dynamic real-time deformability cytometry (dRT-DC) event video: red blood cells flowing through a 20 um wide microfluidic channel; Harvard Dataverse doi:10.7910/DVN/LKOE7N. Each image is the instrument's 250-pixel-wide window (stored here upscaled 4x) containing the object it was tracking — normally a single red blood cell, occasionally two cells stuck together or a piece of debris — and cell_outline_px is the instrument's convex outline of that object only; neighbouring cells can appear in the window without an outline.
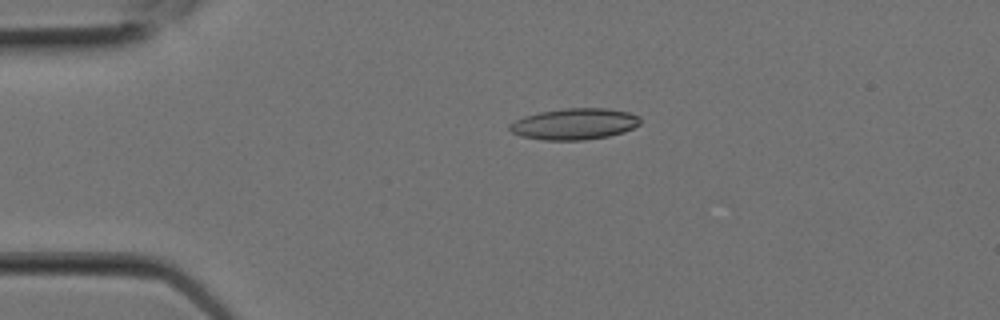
{"species": "Egyptian fruit bat (a non-hibernating species)", "species_latin": "Rousettus aegyptiacus", "temperature_condition": "room temperature", "stored_images_in_passage": 4, "camera_frame_rate_fps": 3000, "um_per_image_px": 0.085, "animal": {"sex": "female"}, "frame": {"image": 1, "passage_image": 1, "time_ms": 0.0, "image_size_px": [1000, 320], "cell_outline_px": [[640, 124], [624, 132], [608, 136], [584, 140], [544, 140], [520, 136], [512, 132], [508, 128], [508, 124], [524, 116], [540, 112], [564, 108], [604, 108], [628, 112], [640, 116]], "centroid_in_image_um": [48.82, 10.54], "position_along_channel_um": 36.2, "area_um2": 23.81}}
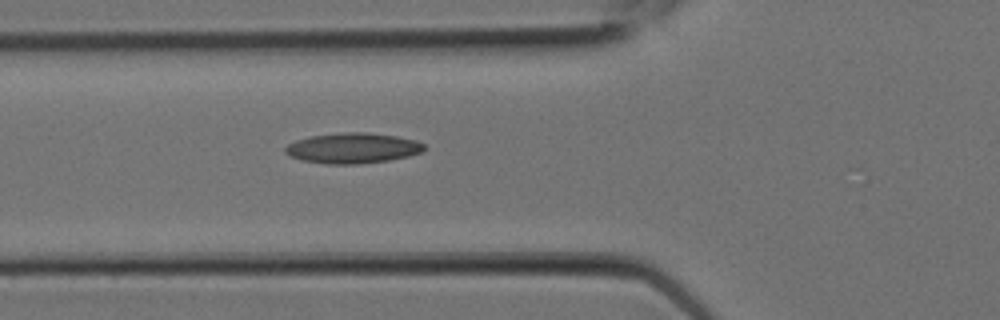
{"frame": {"image": 2, "passage_image": 4, "time_ms": 1.0, "image_size_px": [1000, 320], "cell_outline_px": [[428, 148], [424, 152], [408, 156], [388, 160], [356, 164], [328, 164], [304, 160], [288, 156], [284, 152], [284, 148], [288, 144], [296, 140], [312, 136], [344, 132], [368, 132], [396, 136], [416, 140], [424, 144]], "centroid_in_image_um": [30.01, 12.58], "position_along_channel_um": 95.8, "area_um2": 24.68}}